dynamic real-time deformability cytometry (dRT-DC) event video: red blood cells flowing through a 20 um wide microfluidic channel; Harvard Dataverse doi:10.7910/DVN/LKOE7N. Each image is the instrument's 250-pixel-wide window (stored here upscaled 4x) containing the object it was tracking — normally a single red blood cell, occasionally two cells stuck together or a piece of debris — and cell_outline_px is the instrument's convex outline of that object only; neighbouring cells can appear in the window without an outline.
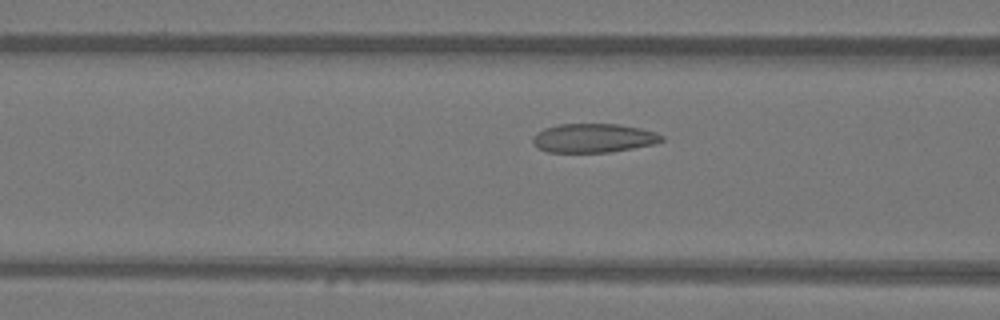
{"species": "Egyptian fruit bat (a non-hibernating species)", "species_latin": "Rousettus aegyptiacus", "temperature_condition": "warm", "stored_images_in_passage": 30, "camera_frame_rate_fps": 3000, "um_per_image_px": 0.085, "animal": {"sex": "female"}, "frame": {"image": 1, "passage_image": 8, "time_ms": 2.333, "image_size_px": [1000, 320], "cell_outline_px": [[664, 140], [652, 144], [612, 152], [548, 152], [536, 148], [532, 140], [532, 136], [536, 132], [544, 128], [560, 124], [620, 124], [640, 128], [656, 132], [664, 136]], "centroid_in_image_um": [50.42, 11.73], "position_along_channel_um": 116.2, "area_um2": 21.85}}
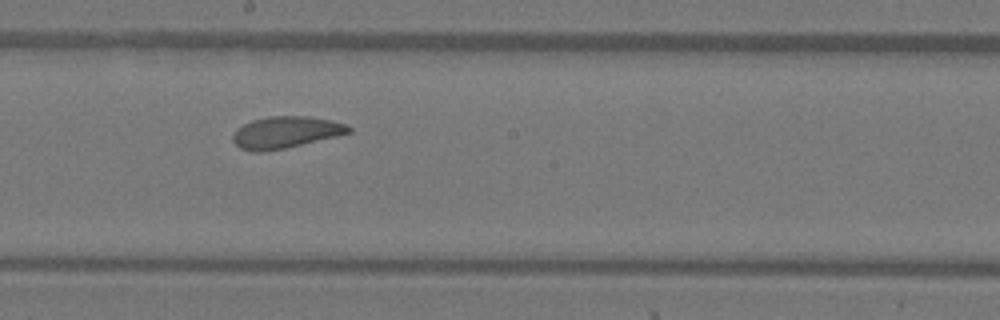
{"frame": {"image": 2, "passage_image": 16, "time_ms": 5.0, "image_size_px": [1000, 320], "cell_outline_px": [[352, 132], [336, 136], [284, 148], [260, 152], [252, 152], [240, 148], [232, 140], [232, 136], [236, 128], [252, 120], [268, 116], [308, 116], [332, 120], [344, 124], [352, 128]], "centroid_in_image_um": [24.25, 11.24], "position_along_channel_um": 224.0, "area_um2": 21.33}}
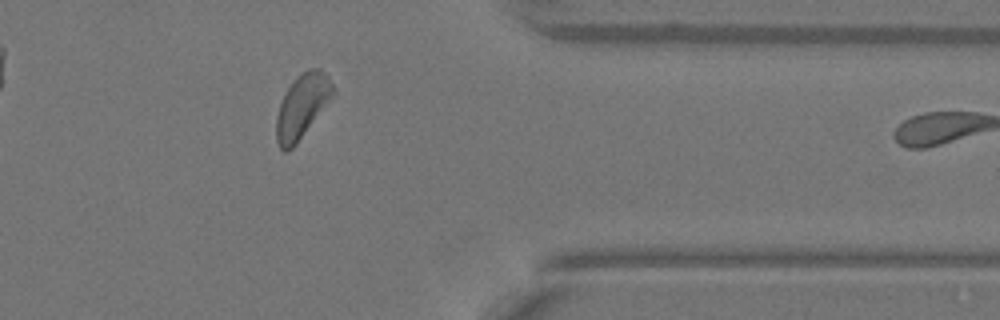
{"frame": {"image": 3, "passage_image": 29, "time_ms": 9.333, "image_size_px": [1000, 320], "cell_outline_px": [[336, 96], [296, 144], [288, 152], [284, 152], [280, 148], [276, 140], [276, 116], [280, 104], [288, 88], [308, 68], [320, 68], [328, 76], [336, 92]], "centroid_in_image_um": [25.73, 9.06], "position_along_channel_um": 385.7, "area_um2": 21.21}}